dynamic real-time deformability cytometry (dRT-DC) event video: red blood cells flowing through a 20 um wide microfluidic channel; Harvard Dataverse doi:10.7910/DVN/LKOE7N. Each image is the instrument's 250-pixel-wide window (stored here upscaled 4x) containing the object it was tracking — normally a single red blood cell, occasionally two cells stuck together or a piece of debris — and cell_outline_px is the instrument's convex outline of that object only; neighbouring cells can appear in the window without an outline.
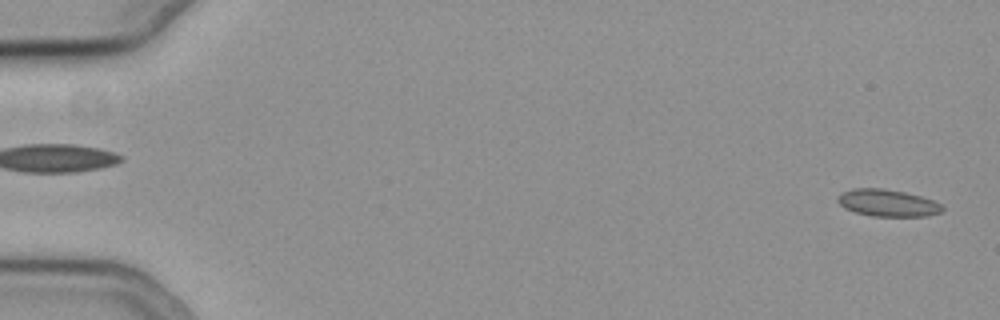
{"species": "common noctule bat (a hibernating species)", "species_latin": "Nyctalus noctula", "temperature_condition": "cold", "stored_images_in_passage": 57, "camera_frame_rate_fps": 3000, "um_per_image_px": 0.085, "animal": {"sex": "female", "body_mass_g": 19.3, "forearm_length_mm": 54.1}, "frame": {"image": 1, "passage_image": 2, "time_ms": 0.333, "image_size_px": [1000, 320], "cell_outline_px": [[944, 208], [940, 212], [928, 216], [872, 216], [856, 212], [844, 208], [836, 200], [836, 196], [840, 192], [852, 188], [884, 188], [904, 192], [920, 196], [944, 204]], "centroid_in_image_um": [75.42, 17.24], "position_along_channel_um": 9.6, "area_um2": 16.65}}
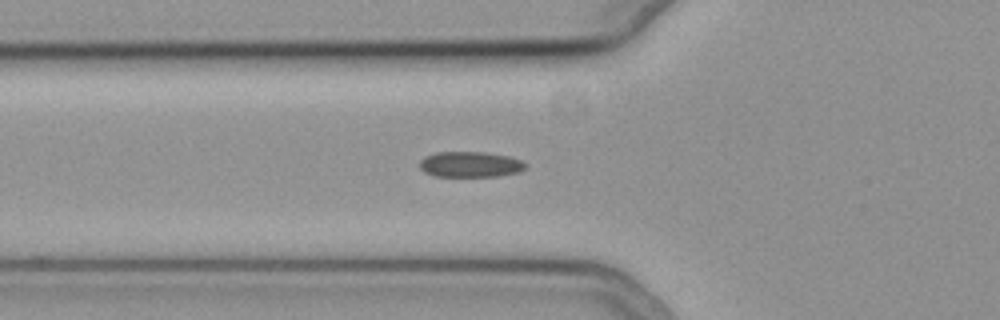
{"frame": {"image": 2, "passage_image": 21, "time_ms": 6.667, "image_size_px": [1000, 320], "cell_outline_px": [[524, 168], [520, 172], [496, 176], [432, 176], [424, 172], [420, 168], [420, 160], [436, 152], [484, 152], [508, 156], [520, 160], [524, 164]], "centroid_in_image_um": [39.94, 13.98], "position_along_channel_um": 85.9, "area_um2": 15.61}}
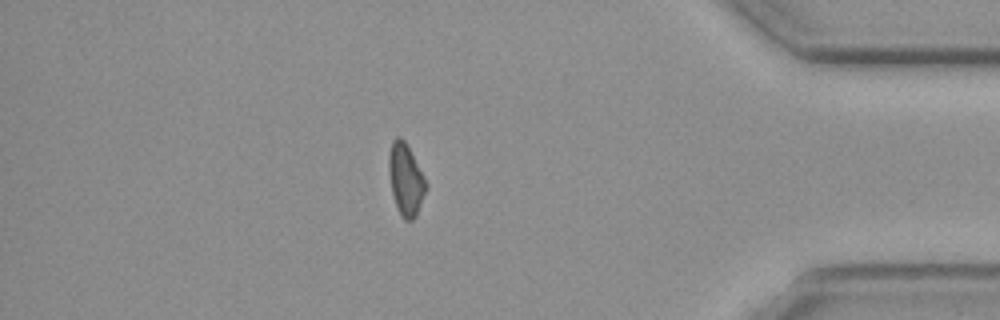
{"frame": {"image": 3, "passage_image": 49, "time_ms": 16.0, "image_size_px": [1000, 320], "cell_outline_px": [[428, 184], [416, 216], [412, 220], [404, 220], [400, 216], [392, 192], [388, 168], [388, 156], [392, 140], [396, 136], [400, 136], [404, 140], [424, 176]], "centroid_in_image_um": [34.48, 15.25], "position_along_channel_um": 400.7, "area_um2": 15.43}, "authors_computed_cell_mechanics": {"area_um2": 15.8372, "velocity_mm_per_s": 3.7578, "shape_relaxation_time_tau1_ms": 6.9422, "shape_relaxation_time_tau2_ms": 7.3908, "deformation_change_tau1": 0.0965, "deformation_change_tau2": 0.1297}}